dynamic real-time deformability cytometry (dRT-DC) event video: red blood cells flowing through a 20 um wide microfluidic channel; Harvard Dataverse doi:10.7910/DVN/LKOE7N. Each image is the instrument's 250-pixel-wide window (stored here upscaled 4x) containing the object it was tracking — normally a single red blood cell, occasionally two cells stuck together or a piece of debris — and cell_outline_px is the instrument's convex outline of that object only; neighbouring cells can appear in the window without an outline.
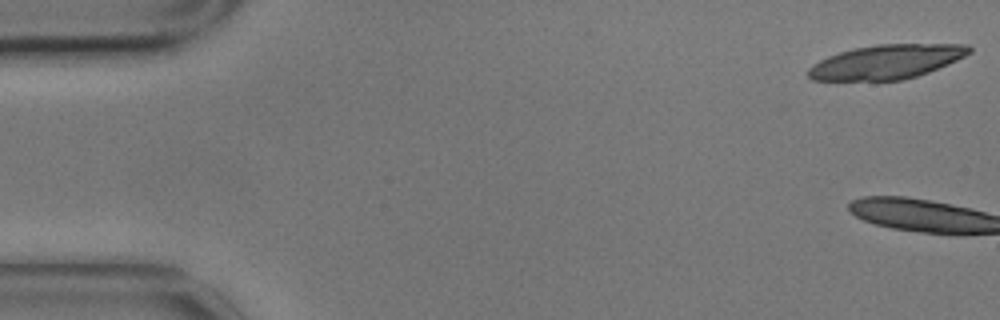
{"species": "common noctule bat (a hibernating species)", "species_latin": "Nyctalus noctula", "temperature_condition": "cold", "stored_images_in_passage": 3, "camera_frame_rate_fps": 3000, "um_per_image_px": 0.085, "animal": {"sex": "male", "body_mass_g": 17.9}, "frame": {"image": 1, "passage_image": 1, "time_ms": 0.0, "image_size_px": [1000, 320], "cell_outline_px": [[972, 52], [948, 64], [928, 72], [916, 76], [900, 80], [812, 80], [808, 76], [808, 68], [812, 64], [828, 56], [840, 52], [856, 48], [876, 44], [968, 44], [972, 48]], "centroid_in_image_um": [75.36, 5.25], "position_along_channel_um": 9.6, "area_um2": 31.91}}